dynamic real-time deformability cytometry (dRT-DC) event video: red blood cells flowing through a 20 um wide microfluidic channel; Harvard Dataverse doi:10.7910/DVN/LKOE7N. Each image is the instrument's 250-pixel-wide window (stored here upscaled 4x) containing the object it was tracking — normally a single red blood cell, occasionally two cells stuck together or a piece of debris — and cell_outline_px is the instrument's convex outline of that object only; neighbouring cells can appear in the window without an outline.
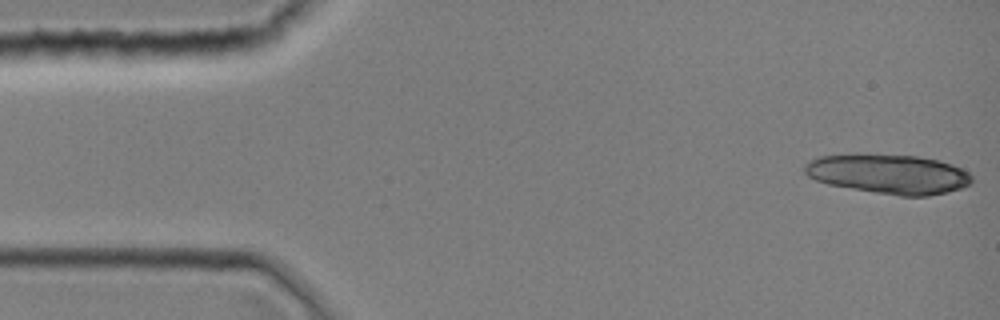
{"species": "common noctule bat (a hibernating species)", "species_latin": "Nyctalus noctula", "temperature_condition": "room temperature", "stored_images_in_passage": 9, "camera_frame_rate_fps": 3000, "um_per_image_px": 0.085, "animal": {"sex": "female", "body_mass_g": 19.0, "forearm_length_mm": 51.5}, "frame": {"image": 1, "passage_image": 1, "time_ms": 0.0, "image_size_px": [1000, 320], "cell_outline_px": [[972, 180], [968, 184], [960, 188], [948, 192], [928, 196], [900, 196], [828, 184], [816, 180], [808, 176], [804, 172], [804, 164], [808, 160], [820, 156], [860, 152], [916, 156], [940, 160], [952, 164], [968, 172], [972, 176]], "centroid_in_image_um": [75.49, 14.75], "position_along_channel_um": 9.5, "area_um2": 39.02}}